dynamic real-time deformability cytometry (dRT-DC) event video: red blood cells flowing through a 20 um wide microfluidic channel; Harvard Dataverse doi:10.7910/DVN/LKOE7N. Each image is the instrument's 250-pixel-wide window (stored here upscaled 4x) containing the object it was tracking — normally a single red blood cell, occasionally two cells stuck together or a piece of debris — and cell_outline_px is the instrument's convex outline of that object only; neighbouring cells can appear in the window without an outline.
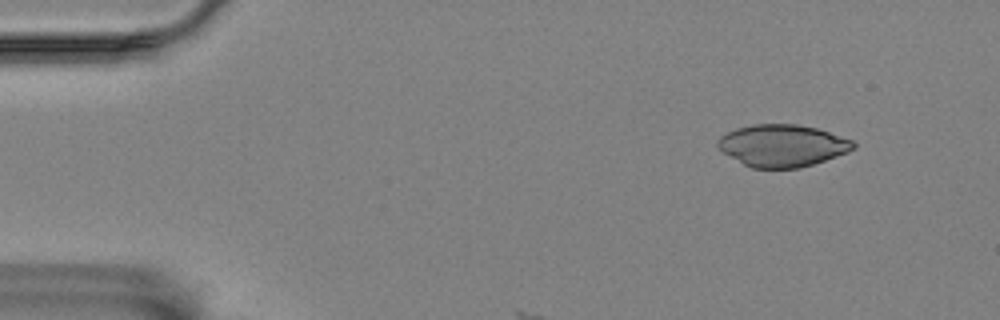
{"species": "Egyptian fruit bat (a non-hibernating species)", "species_latin": "Rousettus aegyptiacus", "temperature_condition": "room temperature", "stored_images_in_passage": 5, "camera_frame_rate_fps": 3000, "um_per_image_px": 0.085, "animal": {"sex": "female"}, "frame": {"image": 1, "passage_image": 1, "time_ms": 0.0, "image_size_px": [1000, 320], "cell_outline_px": [[856, 148], [848, 152], [800, 168], [752, 168], [744, 164], [724, 152], [716, 144], [716, 140], [720, 136], [736, 128], [756, 124], [796, 124], [816, 128], [852, 140], [856, 144]], "centroid_in_image_um": [66.5, 12.37], "position_along_channel_um": 18.5, "area_um2": 32.95}}